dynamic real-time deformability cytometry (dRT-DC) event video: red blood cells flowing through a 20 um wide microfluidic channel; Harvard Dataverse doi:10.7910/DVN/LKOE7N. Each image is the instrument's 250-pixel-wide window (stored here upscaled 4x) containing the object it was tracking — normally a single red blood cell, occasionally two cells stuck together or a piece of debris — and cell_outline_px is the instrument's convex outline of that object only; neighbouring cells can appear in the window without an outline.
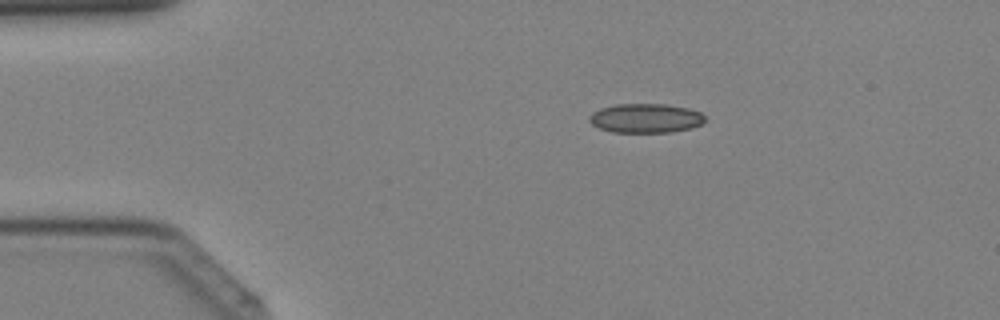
{"species": "Egyptian fruit bat (a non-hibernating species)", "species_latin": "Rousettus aegyptiacus", "temperature_condition": "cold", "stored_images_in_passage": 34, "camera_frame_rate_fps": 3000, "um_per_image_px": 0.085, "animal": {"sex": "female"}, "frame": {"image": 1, "passage_image": 2, "time_ms": 0.333, "image_size_px": [1000, 320], "cell_outline_px": [[704, 120], [700, 124], [692, 128], [672, 132], [612, 132], [600, 128], [592, 124], [588, 120], [588, 116], [592, 112], [600, 108], [616, 104], [664, 104], [688, 108], [700, 112], [704, 116]], "centroid_in_image_um": [54.85, 10.04], "position_along_channel_um": 30.2, "area_um2": 19.71}}
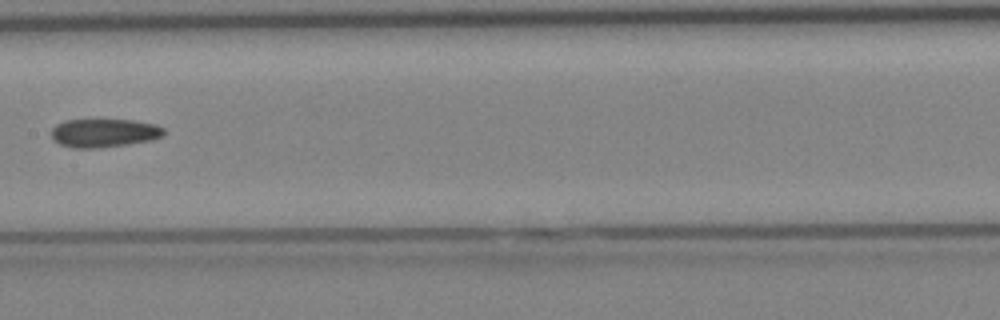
{"frame": {"image": 2, "passage_image": 15, "time_ms": 4.667, "image_size_px": [1000, 320], "cell_outline_px": [[164, 132], [160, 136], [152, 140], [96, 148], [72, 148], [60, 144], [52, 136], [52, 128], [56, 124], [64, 120], [132, 120], [156, 124], [164, 128]], "centroid_in_image_um": [8.83, 11.29], "position_along_channel_um": 198.6, "area_um2": 18.44}}
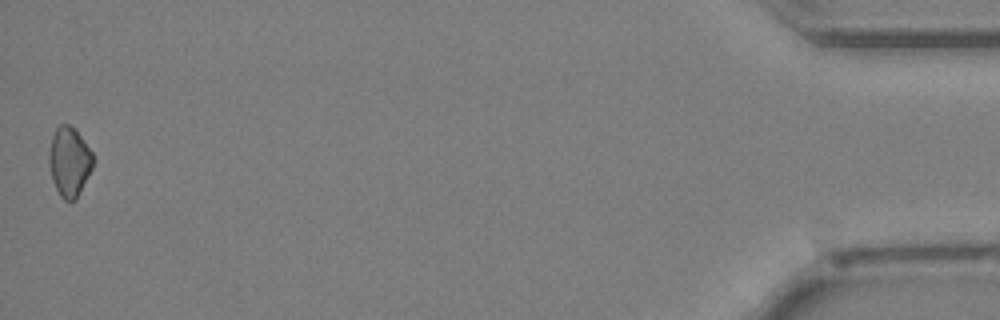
{"frame": {"image": 3, "passage_image": 34, "time_ms": 11.0, "image_size_px": [1000, 320], "cell_outline_px": [[92, 168], [76, 200], [64, 200], [60, 196], [52, 180], [48, 164], [48, 152], [52, 136], [56, 128], [60, 124], [68, 124], [76, 128], [92, 152]], "centroid_in_image_um": [5.87, 13.72], "position_along_channel_um": 429.3, "area_um2": 17.92}}